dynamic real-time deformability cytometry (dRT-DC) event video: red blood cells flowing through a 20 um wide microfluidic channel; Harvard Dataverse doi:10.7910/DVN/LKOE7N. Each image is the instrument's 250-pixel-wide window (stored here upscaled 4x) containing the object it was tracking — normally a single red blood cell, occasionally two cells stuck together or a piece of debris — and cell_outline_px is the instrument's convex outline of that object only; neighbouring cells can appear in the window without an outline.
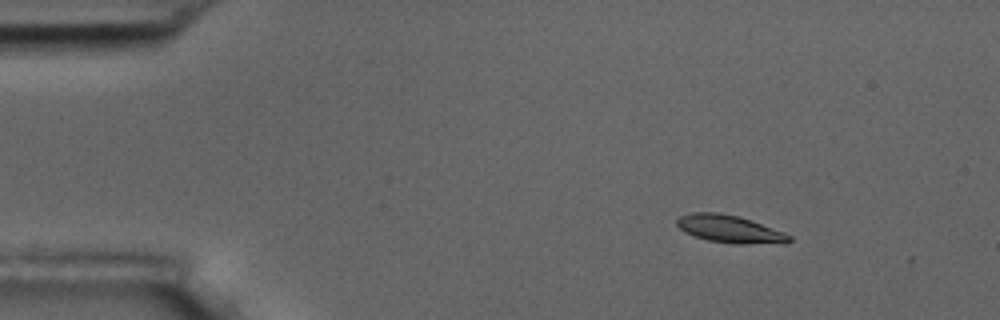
{"species": "common noctule bat (a hibernating species)", "species_latin": "Nyctalus noctula", "temperature_condition": "room temperature", "stored_images_in_passage": 9, "camera_frame_rate_fps": 3000, "um_per_image_px": 0.085, "animal": {"sex": "male", "body_mass_g": 17.5, "forearm_length_mm": 52.3}, "frame": {"image": 1, "passage_image": 3, "time_ms": 2.333, "image_size_px": [1000, 320], "cell_outline_px": [[792, 240], [788, 244], [732, 244], [708, 240], [684, 232], [676, 224], [676, 220], [680, 216], [692, 212], [720, 212], [736, 216], [784, 232], [792, 236]], "centroid_in_image_um": [62.05, 19.49], "position_along_channel_um": 22.9, "area_um2": 18.09}}
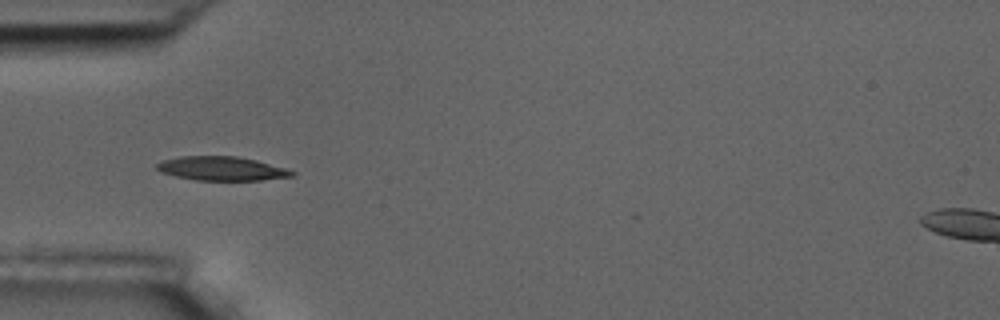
{"frame": {"image": 2, "passage_image": 6, "time_ms": 5.667, "image_size_px": [1000, 320], "cell_outline_px": [[296, 176], [260, 180], [196, 180], [176, 176], [160, 172], [156, 168], [156, 164], [160, 160], [180, 156], [236, 156], [256, 160], [288, 168], [296, 172]], "centroid_in_image_um": [18.86, 14.32], "position_along_channel_um": 66.1, "area_um2": 19.07}}
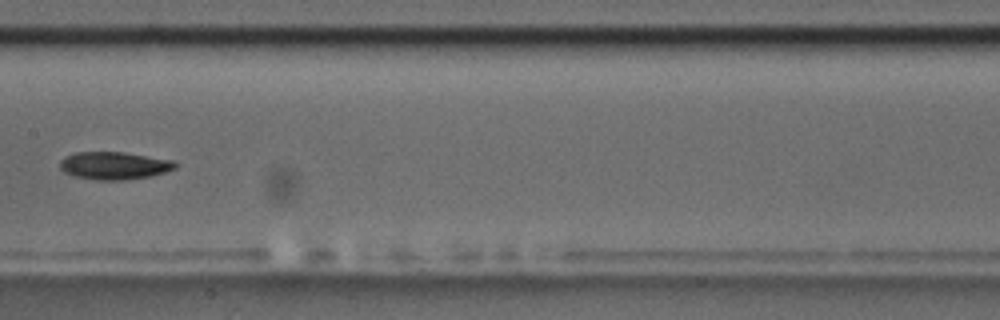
{"frame": {"image": 3, "passage_image": 9, "time_ms": 9.333, "image_size_px": [1000, 320], "cell_outline_px": [[176, 168], [164, 172], [148, 176], [124, 180], [100, 180], [76, 176], [64, 172], [60, 168], [60, 160], [64, 156], [76, 152], [124, 152], [176, 160]], "centroid_in_image_um": [9.71, 14.06], "position_along_channel_um": 197.7, "area_um2": 18.55}}